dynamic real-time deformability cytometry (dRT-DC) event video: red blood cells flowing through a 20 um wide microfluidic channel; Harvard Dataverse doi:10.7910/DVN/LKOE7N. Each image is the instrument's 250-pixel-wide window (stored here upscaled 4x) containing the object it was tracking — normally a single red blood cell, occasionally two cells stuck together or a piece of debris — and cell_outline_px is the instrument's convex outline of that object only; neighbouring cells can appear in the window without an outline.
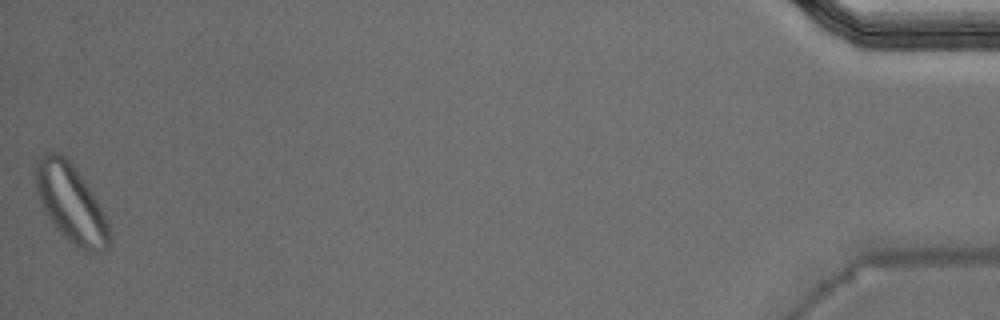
{"species": "Egyptian fruit bat (a non-hibernating species)", "species_latin": "Rousettus aegyptiacus", "temperature_condition": "warm", "stored_images_in_passage": 51, "segment_of_instrument_passage": [2, 2], "camera_frame_rate_fps": 3000, "um_per_image_px": 0.085, "animal": {"sex": "male"}, "frame": {"image": 1, "passage_image": 51, "time_ms": 16.667, "image_size_px": [1000, 320], "cell_outline_px": [[112, 240], [108, 248], [100, 252], [84, 252], [76, 248], [56, 228], [48, 216], [40, 200], [36, 188], [36, 160], [44, 152], [60, 152], [72, 164], [92, 192], [108, 224], [112, 236]], "centroid_in_image_um": [6.05, 17.32], "position_along_channel_um": 429.2, "area_um2": 33.23}}